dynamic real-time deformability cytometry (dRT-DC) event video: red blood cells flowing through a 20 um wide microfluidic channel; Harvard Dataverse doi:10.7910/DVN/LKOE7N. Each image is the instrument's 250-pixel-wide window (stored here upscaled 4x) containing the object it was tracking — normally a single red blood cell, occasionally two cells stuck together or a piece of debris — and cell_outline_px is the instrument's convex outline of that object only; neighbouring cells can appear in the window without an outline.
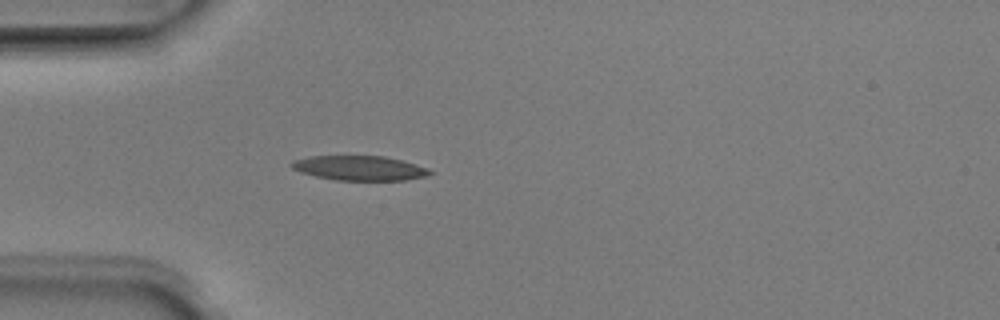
{"species": "Egyptian fruit bat (a non-hibernating species)", "species_latin": "Rousettus aegyptiacus", "temperature_condition": "room temperature", "stored_images_in_passage": 12, "segment_of_instrument_passage": [1, 2], "camera_frame_rate_fps": 3000, "um_per_image_px": 0.085, "animal": {"sex": "male"}, "frame": {"image": 1, "passage_image": 9, "time_ms": 2.667, "image_size_px": [1000, 320], "cell_outline_px": [[432, 172], [428, 176], [404, 180], [336, 180], [316, 176], [300, 172], [292, 168], [288, 164], [292, 160], [312, 156], [384, 156], [416, 164], [428, 168]], "centroid_in_image_um": [30.54, 14.28], "position_along_channel_um": 54.5, "area_um2": 19.83}}